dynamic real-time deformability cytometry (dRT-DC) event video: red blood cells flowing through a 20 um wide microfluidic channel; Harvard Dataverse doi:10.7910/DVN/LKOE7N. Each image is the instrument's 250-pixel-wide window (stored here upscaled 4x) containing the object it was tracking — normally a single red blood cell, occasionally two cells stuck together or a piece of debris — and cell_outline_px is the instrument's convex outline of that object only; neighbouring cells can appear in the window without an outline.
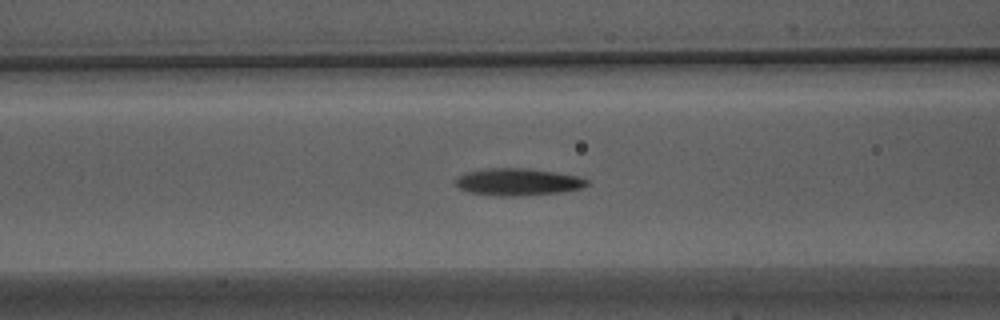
{"species": "Egyptian fruit bat (a non-hibernating species)", "species_latin": "Rousettus aegyptiacus", "temperature_condition": "warm", "stored_images_in_passage": 54, "camera_frame_rate_fps": 3000, "um_per_image_px": 0.085, "animal": {"sex": "male"}, "frame": {"image": 1, "passage_image": 21, "time_ms": 6.667, "image_size_px": [1000, 320], "cell_outline_px": [[588, 184], [584, 188], [560, 192], [520, 196], [500, 196], [468, 192], [460, 188], [456, 184], [456, 180], [464, 172], [488, 168], [528, 168], [580, 176], [588, 180]], "centroid_in_image_um": [44.05, 15.46], "position_along_channel_um": 122.5, "area_um2": 20.81}}
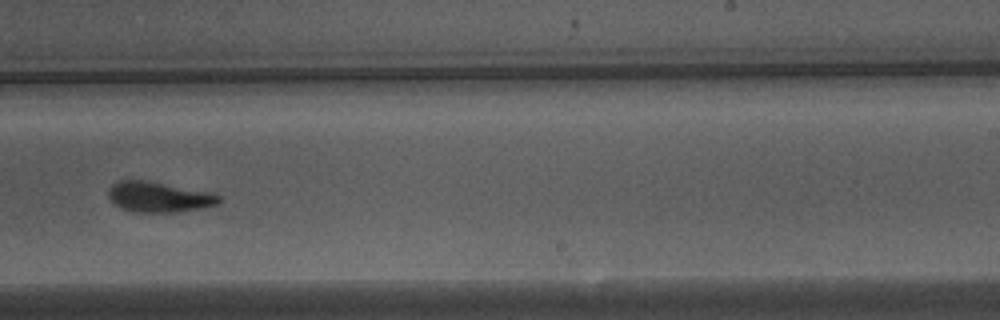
{"frame": {"image": 2, "passage_image": 33, "time_ms": 10.667, "image_size_px": [1000, 320], "cell_outline_px": [[224, 200], [220, 204], [180, 212], [132, 212], [120, 208], [108, 196], [108, 192], [112, 184], [120, 180], [144, 180], [212, 192], [220, 196]], "centroid_in_image_um": [13.55, 16.75], "position_along_channel_um": 275.4, "area_um2": 19.71}}
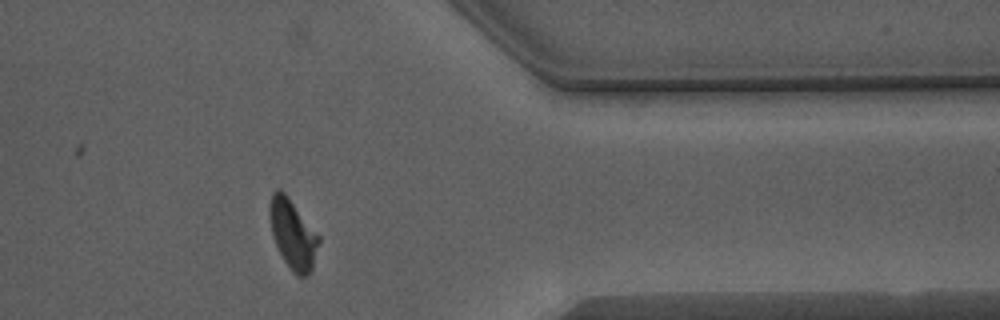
{"frame": {"image": 3, "passage_image": 43, "time_ms": 14.0, "image_size_px": [1000, 320], "cell_outline_px": [[320, 240], [312, 268], [308, 276], [296, 276], [288, 268], [276, 244], [272, 232], [268, 208], [272, 192], [276, 188], [280, 188], [288, 196], [320, 236]], "centroid_in_image_um": [24.89, 19.89], "position_along_channel_um": 386.5, "area_um2": 19.88}, "authors_computed_cell_mechanics": {"area_um2": 19.5075, "velocity_mm_per_s": 3.8253, "shape_relaxation_time_tau1_ms": 5.286, "shape_relaxation_time_tau2_ms": 1.8727, "deformation_change_tau1": 0.1975, "deformation_change_tau2": 0.0991}}